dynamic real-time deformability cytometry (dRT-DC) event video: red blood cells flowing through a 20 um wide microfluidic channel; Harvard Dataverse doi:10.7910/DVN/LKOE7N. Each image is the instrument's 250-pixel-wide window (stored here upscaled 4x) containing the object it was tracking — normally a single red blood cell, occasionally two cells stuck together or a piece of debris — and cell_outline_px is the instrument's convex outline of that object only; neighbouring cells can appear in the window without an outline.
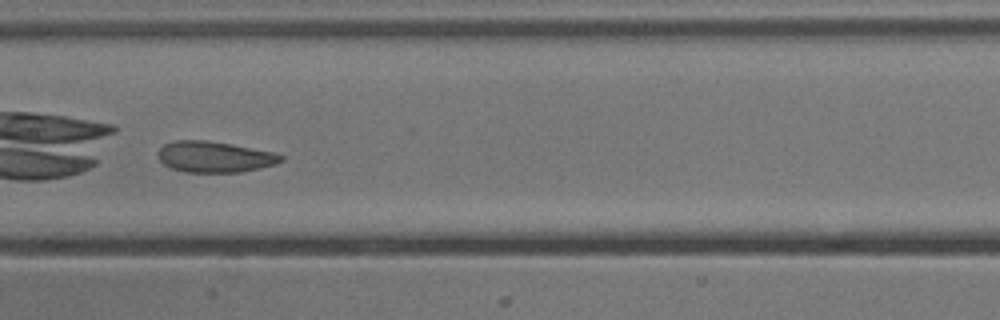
{"species": "common noctule bat (a hibernating species)", "species_latin": "Nyctalus noctula", "temperature_condition": "cold", "stored_images_in_passage": 34, "camera_frame_rate_fps": 3000, "um_per_image_px": 0.085, "animal": {"sex": "male", "body_mass_g": 13.3}, "frame": {"image": 1, "passage_image": 10, "time_ms": 3.0, "image_size_px": [1000, 320], "cell_outline_px": [[284, 160], [276, 164], [240, 172], [184, 172], [172, 168], [164, 164], [160, 160], [156, 152], [164, 144], [176, 140], [208, 140], [232, 144], [272, 152], [284, 156]], "centroid_in_image_um": [18.22, 13.32], "position_along_channel_um": 189.2, "area_um2": 22.2}}
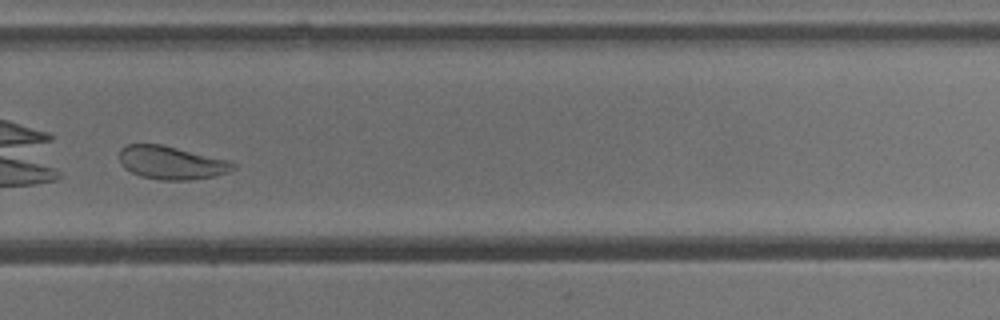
{"frame": {"image": 2, "passage_image": 20, "time_ms": 6.333, "image_size_px": [1000, 320], "cell_outline_px": [[236, 168], [228, 172], [212, 176], [188, 180], [160, 180], [140, 176], [124, 168], [120, 164], [120, 148], [128, 144], [160, 144], [224, 160], [236, 164]], "centroid_in_image_um": [14.5, 13.84], "position_along_channel_um": 315.3, "area_um2": 21.56}}